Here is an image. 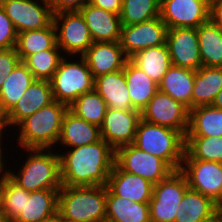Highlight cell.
<instances>
[{
  "instance_id": "obj_1",
  "label": "cell",
  "mask_w": 222,
  "mask_h": 222,
  "mask_svg": "<svg viewBox=\"0 0 222 222\" xmlns=\"http://www.w3.org/2000/svg\"><path fill=\"white\" fill-rule=\"evenodd\" d=\"M66 150L59 153L62 186L107 185L115 164V150L106 141L101 138Z\"/></svg>"
},
{
  "instance_id": "obj_2",
  "label": "cell",
  "mask_w": 222,
  "mask_h": 222,
  "mask_svg": "<svg viewBox=\"0 0 222 222\" xmlns=\"http://www.w3.org/2000/svg\"><path fill=\"white\" fill-rule=\"evenodd\" d=\"M26 160L22 167L5 168V174L19 187L28 192L40 190H60V157L55 149L28 148L22 149ZM57 151V152H56ZM26 153V154H25ZM16 168V170H14ZM17 171V172H16Z\"/></svg>"
},
{
  "instance_id": "obj_3",
  "label": "cell",
  "mask_w": 222,
  "mask_h": 222,
  "mask_svg": "<svg viewBox=\"0 0 222 222\" xmlns=\"http://www.w3.org/2000/svg\"><path fill=\"white\" fill-rule=\"evenodd\" d=\"M69 106L53 101L39 109L31 116L23 119L16 127L17 145L20 149L42 148L56 149L61 133V126Z\"/></svg>"
},
{
  "instance_id": "obj_4",
  "label": "cell",
  "mask_w": 222,
  "mask_h": 222,
  "mask_svg": "<svg viewBox=\"0 0 222 222\" xmlns=\"http://www.w3.org/2000/svg\"><path fill=\"white\" fill-rule=\"evenodd\" d=\"M107 186H61L60 212L64 222H106Z\"/></svg>"
},
{
  "instance_id": "obj_5",
  "label": "cell",
  "mask_w": 222,
  "mask_h": 222,
  "mask_svg": "<svg viewBox=\"0 0 222 222\" xmlns=\"http://www.w3.org/2000/svg\"><path fill=\"white\" fill-rule=\"evenodd\" d=\"M133 145L163 159L174 171L181 169L185 137L179 131L140 119Z\"/></svg>"
},
{
  "instance_id": "obj_6",
  "label": "cell",
  "mask_w": 222,
  "mask_h": 222,
  "mask_svg": "<svg viewBox=\"0 0 222 222\" xmlns=\"http://www.w3.org/2000/svg\"><path fill=\"white\" fill-rule=\"evenodd\" d=\"M70 58V60H69ZM64 56L49 80L55 101L70 106L80 95L94 90L95 79L82 56Z\"/></svg>"
},
{
  "instance_id": "obj_7",
  "label": "cell",
  "mask_w": 222,
  "mask_h": 222,
  "mask_svg": "<svg viewBox=\"0 0 222 222\" xmlns=\"http://www.w3.org/2000/svg\"><path fill=\"white\" fill-rule=\"evenodd\" d=\"M188 188L186 176L180 170L154 184L149 201L151 222H175L178 206Z\"/></svg>"
},
{
  "instance_id": "obj_8",
  "label": "cell",
  "mask_w": 222,
  "mask_h": 222,
  "mask_svg": "<svg viewBox=\"0 0 222 222\" xmlns=\"http://www.w3.org/2000/svg\"><path fill=\"white\" fill-rule=\"evenodd\" d=\"M57 46L64 56H82L93 40L80 11L61 12L53 16Z\"/></svg>"
},
{
  "instance_id": "obj_9",
  "label": "cell",
  "mask_w": 222,
  "mask_h": 222,
  "mask_svg": "<svg viewBox=\"0 0 222 222\" xmlns=\"http://www.w3.org/2000/svg\"><path fill=\"white\" fill-rule=\"evenodd\" d=\"M115 163L123 171L143 177L153 185L166 179L174 171L163 159L142 151L133 144L115 151Z\"/></svg>"
},
{
  "instance_id": "obj_10",
  "label": "cell",
  "mask_w": 222,
  "mask_h": 222,
  "mask_svg": "<svg viewBox=\"0 0 222 222\" xmlns=\"http://www.w3.org/2000/svg\"><path fill=\"white\" fill-rule=\"evenodd\" d=\"M17 33L39 30L53 22V11L47 0H0Z\"/></svg>"
},
{
  "instance_id": "obj_11",
  "label": "cell",
  "mask_w": 222,
  "mask_h": 222,
  "mask_svg": "<svg viewBox=\"0 0 222 222\" xmlns=\"http://www.w3.org/2000/svg\"><path fill=\"white\" fill-rule=\"evenodd\" d=\"M141 119L177 130L185 137L189 126V109L168 94L158 91L141 111Z\"/></svg>"
},
{
  "instance_id": "obj_12",
  "label": "cell",
  "mask_w": 222,
  "mask_h": 222,
  "mask_svg": "<svg viewBox=\"0 0 222 222\" xmlns=\"http://www.w3.org/2000/svg\"><path fill=\"white\" fill-rule=\"evenodd\" d=\"M180 171L186 176L189 188L222 202V163L203 160H183Z\"/></svg>"
},
{
  "instance_id": "obj_13",
  "label": "cell",
  "mask_w": 222,
  "mask_h": 222,
  "mask_svg": "<svg viewBox=\"0 0 222 222\" xmlns=\"http://www.w3.org/2000/svg\"><path fill=\"white\" fill-rule=\"evenodd\" d=\"M210 0H161L160 18L169 28H197L209 21Z\"/></svg>"
},
{
  "instance_id": "obj_14",
  "label": "cell",
  "mask_w": 222,
  "mask_h": 222,
  "mask_svg": "<svg viewBox=\"0 0 222 222\" xmlns=\"http://www.w3.org/2000/svg\"><path fill=\"white\" fill-rule=\"evenodd\" d=\"M168 27L159 17L132 25H122L120 45L130 58L136 52L166 44Z\"/></svg>"
},
{
  "instance_id": "obj_15",
  "label": "cell",
  "mask_w": 222,
  "mask_h": 222,
  "mask_svg": "<svg viewBox=\"0 0 222 222\" xmlns=\"http://www.w3.org/2000/svg\"><path fill=\"white\" fill-rule=\"evenodd\" d=\"M141 112L138 110H118L107 108L100 126L101 138L115 151L133 144Z\"/></svg>"
},
{
  "instance_id": "obj_16",
  "label": "cell",
  "mask_w": 222,
  "mask_h": 222,
  "mask_svg": "<svg viewBox=\"0 0 222 222\" xmlns=\"http://www.w3.org/2000/svg\"><path fill=\"white\" fill-rule=\"evenodd\" d=\"M166 45L172 65L193 71L202 67L197 28H169Z\"/></svg>"
},
{
  "instance_id": "obj_17",
  "label": "cell",
  "mask_w": 222,
  "mask_h": 222,
  "mask_svg": "<svg viewBox=\"0 0 222 222\" xmlns=\"http://www.w3.org/2000/svg\"><path fill=\"white\" fill-rule=\"evenodd\" d=\"M54 101L53 92L49 80L35 79L28 89L24 92L17 104L7 114V122L10 133L7 136H12L10 128L16 126L26 117L31 116L39 109Z\"/></svg>"
},
{
  "instance_id": "obj_18",
  "label": "cell",
  "mask_w": 222,
  "mask_h": 222,
  "mask_svg": "<svg viewBox=\"0 0 222 222\" xmlns=\"http://www.w3.org/2000/svg\"><path fill=\"white\" fill-rule=\"evenodd\" d=\"M94 79L124 68L129 59L120 42H93L82 55Z\"/></svg>"
},
{
  "instance_id": "obj_19",
  "label": "cell",
  "mask_w": 222,
  "mask_h": 222,
  "mask_svg": "<svg viewBox=\"0 0 222 222\" xmlns=\"http://www.w3.org/2000/svg\"><path fill=\"white\" fill-rule=\"evenodd\" d=\"M106 186L113 195L138 203H149L153 194V184L150 181L123 171L116 163Z\"/></svg>"
},
{
  "instance_id": "obj_20",
  "label": "cell",
  "mask_w": 222,
  "mask_h": 222,
  "mask_svg": "<svg viewBox=\"0 0 222 222\" xmlns=\"http://www.w3.org/2000/svg\"><path fill=\"white\" fill-rule=\"evenodd\" d=\"M93 42H117L121 36L120 15L95 7L89 2L81 10Z\"/></svg>"
},
{
  "instance_id": "obj_21",
  "label": "cell",
  "mask_w": 222,
  "mask_h": 222,
  "mask_svg": "<svg viewBox=\"0 0 222 222\" xmlns=\"http://www.w3.org/2000/svg\"><path fill=\"white\" fill-rule=\"evenodd\" d=\"M101 139L100 127L76 116L69 109L65 113L57 145L64 149L98 142ZM64 145V146H63Z\"/></svg>"
},
{
  "instance_id": "obj_22",
  "label": "cell",
  "mask_w": 222,
  "mask_h": 222,
  "mask_svg": "<svg viewBox=\"0 0 222 222\" xmlns=\"http://www.w3.org/2000/svg\"><path fill=\"white\" fill-rule=\"evenodd\" d=\"M95 91L105 100L107 107L133 110L126 84L124 68L95 78Z\"/></svg>"
},
{
  "instance_id": "obj_23",
  "label": "cell",
  "mask_w": 222,
  "mask_h": 222,
  "mask_svg": "<svg viewBox=\"0 0 222 222\" xmlns=\"http://www.w3.org/2000/svg\"><path fill=\"white\" fill-rule=\"evenodd\" d=\"M124 73L131 104L141 112L159 91V86L130 59L125 63Z\"/></svg>"
},
{
  "instance_id": "obj_24",
  "label": "cell",
  "mask_w": 222,
  "mask_h": 222,
  "mask_svg": "<svg viewBox=\"0 0 222 222\" xmlns=\"http://www.w3.org/2000/svg\"><path fill=\"white\" fill-rule=\"evenodd\" d=\"M219 206L210 197L188 188L182 198L175 222H202L214 217Z\"/></svg>"
},
{
  "instance_id": "obj_25",
  "label": "cell",
  "mask_w": 222,
  "mask_h": 222,
  "mask_svg": "<svg viewBox=\"0 0 222 222\" xmlns=\"http://www.w3.org/2000/svg\"><path fill=\"white\" fill-rule=\"evenodd\" d=\"M196 71L172 65L163 76L159 91L191 109L192 90Z\"/></svg>"
},
{
  "instance_id": "obj_26",
  "label": "cell",
  "mask_w": 222,
  "mask_h": 222,
  "mask_svg": "<svg viewBox=\"0 0 222 222\" xmlns=\"http://www.w3.org/2000/svg\"><path fill=\"white\" fill-rule=\"evenodd\" d=\"M221 89L222 67H200L194 75L191 109L212 105Z\"/></svg>"
},
{
  "instance_id": "obj_27",
  "label": "cell",
  "mask_w": 222,
  "mask_h": 222,
  "mask_svg": "<svg viewBox=\"0 0 222 222\" xmlns=\"http://www.w3.org/2000/svg\"><path fill=\"white\" fill-rule=\"evenodd\" d=\"M59 190H40L25 196L24 210L12 222H40L58 211Z\"/></svg>"
},
{
  "instance_id": "obj_28",
  "label": "cell",
  "mask_w": 222,
  "mask_h": 222,
  "mask_svg": "<svg viewBox=\"0 0 222 222\" xmlns=\"http://www.w3.org/2000/svg\"><path fill=\"white\" fill-rule=\"evenodd\" d=\"M106 222H151L149 203L133 202L107 189Z\"/></svg>"
},
{
  "instance_id": "obj_29",
  "label": "cell",
  "mask_w": 222,
  "mask_h": 222,
  "mask_svg": "<svg viewBox=\"0 0 222 222\" xmlns=\"http://www.w3.org/2000/svg\"><path fill=\"white\" fill-rule=\"evenodd\" d=\"M129 59L158 85L172 66L166 44L140 50Z\"/></svg>"
},
{
  "instance_id": "obj_30",
  "label": "cell",
  "mask_w": 222,
  "mask_h": 222,
  "mask_svg": "<svg viewBox=\"0 0 222 222\" xmlns=\"http://www.w3.org/2000/svg\"><path fill=\"white\" fill-rule=\"evenodd\" d=\"M34 80L33 74L22 61L6 77L0 89V102L6 114L17 104Z\"/></svg>"
},
{
  "instance_id": "obj_31",
  "label": "cell",
  "mask_w": 222,
  "mask_h": 222,
  "mask_svg": "<svg viewBox=\"0 0 222 222\" xmlns=\"http://www.w3.org/2000/svg\"><path fill=\"white\" fill-rule=\"evenodd\" d=\"M186 136H222V109L212 105L190 109Z\"/></svg>"
},
{
  "instance_id": "obj_32",
  "label": "cell",
  "mask_w": 222,
  "mask_h": 222,
  "mask_svg": "<svg viewBox=\"0 0 222 222\" xmlns=\"http://www.w3.org/2000/svg\"><path fill=\"white\" fill-rule=\"evenodd\" d=\"M202 66L222 67V29L210 20L197 27Z\"/></svg>"
},
{
  "instance_id": "obj_33",
  "label": "cell",
  "mask_w": 222,
  "mask_h": 222,
  "mask_svg": "<svg viewBox=\"0 0 222 222\" xmlns=\"http://www.w3.org/2000/svg\"><path fill=\"white\" fill-rule=\"evenodd\" d=\"M56 44V28L52 22L43 29L27 30L18 33L15 50L23 62L29 55L42 50L52 49Z\"/></svg>"
},
{
  "instance_id": "obj_34",
  "label": "cell",
  "mask_w": 222,
  "mask_h": 222,
  "mask_svg": "<svg viewBox=\"0 0 222 222\" xmlns=\"http://www.w3.org/2000/svg\"><path fill=\"white\" fill-rule=\"evenodd\" d=\"M183 160H203L222 163V136H185Z\"/></svg>"
},
{
  "instance_id": "obj_35",
  "label": "cell",
  "mask_w": 222,
  "mask_h": 222,
  "mask_svg": "<svg viewBox=\"0 0 222 222\" xmlns=\"http://www.w3.org/2000/svg\"><path fill=\"white\" fill-rule=\"evenodd\" d=\"M105 100L94 90L80 95L69 110L85 121L101 126L107 111Z\"/></svg>"
},
{
  "instance_id": "obj_36",
  "label": "cell",
  "mask_w": 222,
  "mask_h": 222,
  "mask_svg": "<svg viewBox=\"0 0 222 222\" xmlns=\"http://www.w3.org/2000/svg\"><path fill=\"white\" fill-rule=\"evenodd\" d=\"M64 57L57 44L52 49L42 50L29 55L23 63L38 80H50Z\"/></svg>"
},
{
  "instance_id": "obj_37",
  "label": "cell",
  "mask_w": 222,
  "mask_h": 222,
  "mask_svg": "<svg viewBox=\"0 0 222 222\" xmlns=\"http://www.w3.org/2000/svg\"><path fill=\"white\" fill-rule=\"evenodd\" d=\"M160 16L159 0H122V25L146 22Z\"/></svg>"
},
{
  "instance_id": "obj_38",
  "label": "cell",
  "mask_w": 222,
  "mask_h": 222,
  "mask_svg": "<svg viewBox=\"0 0 222 222\" xmlns=\"http://www.w3.org/2000/svg\"><path fill=\"white\" fill-rule=\"evenodd\" d=\"M25 196H30V192L19 187L6 174L2 176V213L11 222L24 210Z\"/></svg>"
},
{
  "instance_id": "obj_39",
  "label": "cell",
  "mask_w": 222,
  "mask_h": 222,
  "mask_svg": "<svg viewBox=\"0 0 222 222\" xmlns=\"http://www.w3.org/2000/svg\"><path fill=\"white\" fill-rule=\"evenodd\" d=\"M17 31L0 5V50L15 48Z\"/></svg>"
},
{
  "instance_id": "obj_40",
  "label": "cell",
  "mask_w": 222,
  "mask_h": 222,
  "mask_svg": "<svg viewBox=\"0 0 222 222\" xmlns=\"http://www.w3.org/2000/svg\"><path fill=\"white\" fill-rule=\"evenodd\" d=\"M20 62L15 48L0 50V89L6 77Z\"/></svg>"
},
{
  "instance_id": "obj_41",
  "label": "cell",
  "mask_w": 222,
  "mask_h": 222,
  "mask_svg": "<svg viewBox=\"0 0 222 222\" xmlns=\"http://www.w3.org/2000/svg\"><path fill=\"white\" fill-rule=\"evenodd\" d=\"M53 14L61 12L80 11L89 0H47Z\"/></svg>"
},
{
  "instance_id": "obj_42",
  "label": "cell",
  "mask_w": 222,
  "mask_h": 222,
  "mask_svg": "<svg viewBox=\"0 0 222 222\" xmlns=\"http://www.w3.org/2000/svg\"><path fill=\"white\" fill-rule=\"evenodd\" d=\"M89 3L117 15H120L122 11V0H89Z\"/></svg>"
},
{
  "instance_id": "obj_43",
  "label": "cell",
  "mask_w": 222,
  "mask_h": 222,
  "mask_svg": "<svg viewBox=\"0 0 222 222\" xmlns=\"http://www.w3.org/2000/svg\"><path fill=\"white\" fill-rule=\"evenodd\" d=\"M209 20L222 29V0H210Z\"/></svg>"
},
{
  "instance_id": "obj_44",
  "label": "cell",
  "mask_w": 222,
  "mask_h": 222,
  "mask_svg": "<svg viewBox=\"0 0 222 222\" xmlns=\"http://www.w3.org/2000/svg\"><path fill=\"white\" fill-rule=\"evenodd\" d=\"M9 129V125L7 122V114L4 112L2 106H1V102H0V142H4V133L8 132L7 128Z\"/></svg>"
},
{
  "instance_id": "obj_45",
  "label": "cell",
  "mask_w": 222,
  "mask_h": 222,
  "mask_svg": "<svg viewBox=\"0 0 222 222\" xmlns=\"http://www.w3.org/2000/svg\"><path fill=\"white\" fill-rule=\"evenodd\" d=\"M3 149L8 150L7 147L5 148L4 143L0 142V177H2L5 174V168L9 164V163H7L8 159L5 160L4 155H5L6 151H4ZM4 161H6L7 164Z\"/></svg>"
},
{
  "instance_id": "obj_46",
  "label": "cell",
  "mask_w": 222,
  "mask_h": 222,
  "mask_svg": "<svg viewBox=\"0 0 222 222\" xmlns=\"http://www.w3.org/2000/svg\"><path fill=\"white\" fill-rule=\"evenodd\" d=\"M40 222H64V220L62 219L60 212L57 211L56 213L52 214L51 216L44 218Z\"/></svg>"
},
{
  "instance_id": "obj_47",
  "label": "cell",
  "mask_w": 222,
  "mask_h": 222,
  "mask_svg": "<svg viewBox=\"0 0 222 222\" xmlns=\"http://www.w3.org/2000/svg\"><path fill=\"white\" fill-rule=\"evenodd\" d=\"M212 106L218 109H222V89L218 92Z\"/></svg>"
},
{
  "instance_id": "obj_48",
  "label": "cell",
  "mask_w": 222,
  "mask_h": 222,
  "mask_svg": "<svg viewBox=\"0 0 222 222\" xmlns=\"http://www.w3.org/2000/svg\"><path fill=\"white\" fill-rule=\"evenodd\" d=\"M202 222H222V212H221V210L214 217H212L211 219L205 220V221H202Z\"/></svg>"
},
{
  "instance_id": "obj_49",
  "label": "cell",
  "mask_w": 222,
  "mask_h": 222,
  "mask_svg": "<svg viewBox=\"0 0 222 222\" xmlns=\"http://www.w3.org/2000/svg\"><path fill=\"white\" fill-rule=\"evenodd\" d=\"M0 213H2V177H0Z\"/></svg>"
},
{
  "instance_id": "obj_50",
  "label": "cell",
  "mask_w": 222,
  "mask_h": 222,
  "mask_svg": "<svg viewBox=\"0 0 222 222\" xmlns=\"http://www.w3.org/2000/svg\"><path fill=\"white\" fill-rule=\"evenodd\" d=\"M0 222H11L3 213H0Z\"/></svg>"
},
{
  "instance_id": "obj_51",
  "label": "cell",
  "mask_w": 222,
  "mask_h": 222,
  "mask_svg": "<svg viewBox=\"0 0 222 222\" xmlns=\"http://www.w3.org/2000/svg\"><path fill=\"white\" fill-rule=\"evenodd\" d=\"M218 206H219V209L222 210V202Z\"/></svg>"
}]
</instances>
